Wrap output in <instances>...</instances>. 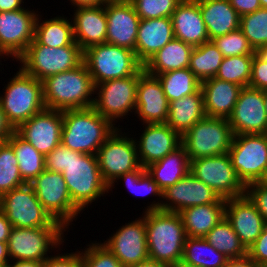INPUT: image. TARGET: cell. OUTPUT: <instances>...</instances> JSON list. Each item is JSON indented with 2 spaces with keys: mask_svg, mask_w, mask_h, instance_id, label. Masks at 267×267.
Returning <instances> with one entry per match:
<instances>
[{
  "mask_svg": "<svg viewBox=\"0 0 267 267\" xmlns=\"http://www.w3.org/2000/svg\"><path fill=\"white\" fill-rule=\"evenodd\" d=\"M254 55L224 57L215 78L249 87L251 80V65Z\"/></svg>",
  "mask_w": 267,
  "mask_h": 267,
  "instance_id": "60d3db41",
  "label": "cell"
},
{
  "mask_svg": "<svg viewBox=\"0 0 267 267\" xmlns=\"http://www.w3.org/2000/svg\"><path fill=\"white\" fill-rule=\"evenodd\" d=\"M9 267H43V262L31 261V260H27V261H12V260H10Z\"/></svg>",
  "mask_w": 267,
  "mask_h": 267,
  "instance_id": "680465c9",
  "label": "cell"
},
{
  "mask_svg": "<svg viewBox=\"0 0 267 267\" xmlns=\"http://www.w3.org/2000/svg\"><path fill=\"white\" fill-rule=\"evenodd\" d=\"M144 72L142 67L135 75L97 84L92 107L114 125L120 118L135 114L138 80Z\"/></svg>",
  "mask_w": 267,
  "mask_h": 267,
  "instance_id": "8fae6325",
  "label": "cell"
},
{
  "mask_svg": "<svg viewBox=\"0 0 267 267\" xmlns=\"http://www.w3.org/2000/svg\"><path fill=\"white\" fill-rule=\"evenodd\" d=\"M228 259L205 238L187 236L182 262L197 267H224Z\"/></svg>",
  "mask_w": 267,
  "mask_h": 267,
  "instance_id": "8d00e7d4",
  "label": "cell"
},
{
  "mask_svg": "<svg viewBox=\"0 0 267 267\" xmlns=\"http://www.w3.org/2000/svg\"><path fill=\"white\" fill-rule=\"evenodd\" d=\"M17 61L25 73L42 82L49 76L79 66L83 62V51L79 45L48 47L34 38Z\"/></svg>",
  "mask_w": 267,
  "mask_h": 267,
  "instance_id": "8992f818",
  "label": "cell"
},
{
  "mask_svg": "<svg viewBox=\"0 0 267 267\" xmlns=\"http://www.w3.org/2000/svg\"><path fill=\"white\" fill-rule=\"evenodd\" d=\"M18 69L0 95L1 107L14 129L46 108L42 82Z\"/></svg>",
  "mask_w": 267,
  "mask_h": 267,
  "instance_id": "5b68a950",
  "label": "cell"
},
{
  "mask_svg": "<svg viewBox=\"0 0 267 267\" xmlns=\"http://www.w3.org/2000/svg\"><path fill=\"white\" fill-rule=\"evenodd\" d=\"M43 261V267H85L81 250L71 253H56Z\"/></svg>",
  "mask_w": 267,
  "mask_h": 267,
  "instance_id": "c3c4849f",
  "label": "cell"
},
{
  "mask_svg": "<svg viewBox=\"0 0 267 267\" xmlns=\"http://www.w3.org/2000/svg\"><path fill=\"white\" fill-rule=\"evenodd\" d=\"M107 16L106 43L135 51L140 22L129 0H111L105 4Z\"/></svg>",
  "mask_w": 267,
  "mask_h": 267,
  "instance_id": "44dd1931",
  "label": "cell"
},
{
  "mask_svg": "<svg viewBox=\"0 0 267 267\" xmlns=\"http://www.w3.org/2000/svg\"><path fill=\"white\" fill-rule=\"evenodd\" d=\"M223 59V54L209 41L194 47L188 68L202 83L216 76Z\"/></svg>",
  "mask_w": 267,
  "mask_h": 267,
  "instance_id": "74e56055",
  "label": "cell"
},
{
  "mask_svg": "<svg viewBox=\"0 0 267 267\" xmlns=\"http://www.w3.org/2000/svg\"><path fill=\"white\" fill-rule=\"evenodd\" d=\"M171 19L175 39L194 47L210 41L197 0H182Z\"/></svg>",
  "mask_w": 267,
  "mask_h": 267,
  "instance_id": "484cf974",
  "label": "cell"
},
{
  "mask_svg": "<svg viewBox=\"0 0 267 267\" xmlns=\"http://www.w3.org/2000/svg\"><path fill=\"white\" fill-rule=\"evenodd\" d=\"M144 130L135 137L142 167L163 159L181 145V136L166 123L142 124Z\"/></svg>",
  "mask_w": 267,
  "mask_h": 267,
  "instance_id": "7402d4cb",
  "label": "cell"
},
{
  "mask_svg": "<svg viewBox=\"0 0 267 267\" xmlns=\"http://www.w3.org/2000/svg\"><path fill=\"white\" fill-rule=\"evenodd\" d=\"M245 195L256 206L267 223V186L259 182H252L246 185Z\"/></svg>",
  "mask_w": 267,
  "mask_h": 267,
  "instance_id": "7dc6e473",
  "label": "cell"
},
{
  "mask_svg": "<svg viewBox=\"0 0 267 267\" xmlns=\"http://www.w3.org/2000/svg\"><path fill=\"white\" fill-rule=\"evenodd\" d=\"M7 142L13 147L23 181L29 184L45 170V156L16 132Z\"/></svg>",
  "mask_w": 267,
  "mask_h": 267,
  "instance_id": "e575fe53",
  "label": "cell"
},
{
  "mask_svg": "<svg viewBox=\"0 0 267 267\" xmlns=\"http://www.w3.org/2000/svg\"><path fill=\"white\" fill-rule=\"evenodd\" d=\"M67 230L65 227H13L7 240L10 260L43 262L54 249L62 250L60 245L66 241Z\"/></svg>",
  "mask_w": 267,
  "mask_h": 267,
  "instance_id": "9c48e42d",
  "label": "cell"
},
{
  "mask_svg": "<svg viewBox=\"0 0 267 267\" xmlns=\"http://www.w3.org/2000/svg\"><path fill=\"white\" fill-rule=\"evenodd\" d=\"M15 132L13 126L8 122L5 112L0 104V143L6 142Z\"/></svg>",
  "mask_w": 267,
  "mask_h": 267,
  "instance_id": "f5cc1de1",
  "label": "cell"
},
{
  "mask_svg": "<svg viewBox=\"0 0 267 267\" xmlns=\"http://www.w3.org/2000/svg\"><path fill=\"white\" fill-rule=\"evenodd\" d=\"M194 46L173 39L157 51L144 65V71L152 76L189 67Z\"/></svg>",
  "mask_w": 267,
  "mask_h": 267,
  "instance_id": "1f68e13d",
  "label": "cell"
},
{
  "mask_svg": "<svg viewBox=\"0 0 267 267\" xmlns=\"http://www.w3.org/2000/svg\"><path fill=\"white\" fill-rule=\"evenodd\" d=\"M61 110L45 108L20 124L15 132L44 156L61 144Z\"/></svg>",
  "mask_w": 267,
  "mask_h": 267,
  "instance_id": "ac0fdd59",
  "label": "cell"
},
{
  "mask_svg": "<svg viewBox=\"0 0 267 267\" xmlns=\"http://www.w3.org/2000/svg\"><path fill=\"white\" fill-rule=\"evenodd\" d=\"M85 267H124L118 258L102 243L90 242L81 251Z\"/></svg>",
  "mask_w": 267,
  "mask_h": 267,
  "instance_id": "bcb514c9",
  "label": "cell"
},
{
  "mask_svg": "<svg viewBox=\"0 0 267 267\" xmlns=\"http://www.w3.org/2000/svg\"><path fill=\"white\" fill-rule=\"evenodd\" d=\"M45 169L62 173L72 202L82 211L109 193L96 155L73 151L60 144L45 155Z\"/></svg>",
  "mask_w": 267,
  "mask_h": 267,
  "instance_id": "6da1fadb",
  "label": "cell"
},
{
  "mask_svg": "<svg viewBox=\"0 0 267 267\" xmlns=\"http://www.w3.org/2000/svg\"><path fill=\"white\" fill-rule=\"evenodd\" d=\"M211 41L224 57L255 54V50L250 45L240 28L230 31L223 36H218Z\"/></svg>",
  "mask_w": 267,
  "mask_h": 267,
  "instance_id": "ee69618b",
  "label": "cell"
},
{
  "mask_svg": "<svg viewBox=\"0 0 267 267\" xmlns=\"http://www.w3.org/2000/svg\"><path fill=\"white\" fill-rule=\"evenodd\" d=\"M137 114V116H136ZM169 102L156 76L144 72L138 80L135 116L142 124L166 123Z\"/></svg>",
  "mask_w": 267,
  "mask_h": 267,
  "instance_id": "603a6c76",
  "label": "cell"
},
{
  "mask_svg": "<svg viewBox=\"0 0 267 267\" xmlns=\"http://www.w3.org/2000/svg\"><path fill=\"white\" fill-rule=\"evenodd\" d=\"M229 3L240 16L261 8L260 0H229Z\"/></svg>",
  "mask_w": 267,
  "mask_h": 267,
  "instance_id": "816d5d0a",
  "label": "cell"
},
{
  "mask_svg": "<svg viewBox=\"0 0 267 267\" xmlns=\"http://www.w3.org/2000/svg\"><path fill=\"white\" fill-rule=\"evenodd\" d=\"M239 28L255 51L267 45V8L241 16Z\"/></svg>",
  "mask_w": 267,
  "mask_h": 267,
  "instance_id": "7bdbcfd3",
  "label": "cell"
},
{
  "mask_svg": "<svg viewBox=\"0 0 267 267\" xmlns=\"http://www.w3.org/2000/svg\"><path fill=\"white\" fill-rule=\"evenodd\" d=\"M228 120L234 135L267 134V115L262 90L243 87Z\"/></svg>",
  "mask_w": 267,
  "mask_h": 267,
  "instance_id": "ffe728a7",
  "label": "cell"
},
{
  "mask_svg": "<svg viewBox=\"0 0 267 267\" xmlns=\"http://www.w3.org/2000/svg\"><path fill=\"white\" fill-rule=\"evenodd\" d=\"M74 41L84 51L91 46L106 43L107 16L105 5L79 7L73 10Z\"/></svg>",
  "mask_w": 267,
  "mask_h": 267,
  "instance_id": "d4e9b609",
  "label": "cell"
},
{
  "mask_svg": "<svg viewBox=\"0 0 267 267\" xmlns=\"http://www.w3.org/2000/svg\"><path fill=\"white\" fill-rule=\"evenodd\" d=\"M225 217L246 249L255 242L266 224L246 195L226 200Z\"/></svg>",
  "mask_w": 267,
  "mask_h": 267,
  "instance_id": "cb8c5ba5",
  "label": "cell"
},
{
  "mask_svg": "<svg viewBox=\"0 0 267 267\" xmlns=\"http://www.w3.org/2000/svg\"><path fill=\"white\" fill-rule=\"evenodd\" d=\"M233 137L228 119L205 117L181 137V144L191 161L228 153Z\"/></svg>",
  "mask_w": 267,
  "mask_h": 267,
  "instance_id": "ba28073f",
  "label": "cell"
},
{
  "mask_svg": "<svg viewBox=\"0 0 267 267\" xmlns=\"http://www.w3.org/2000/svg\"><path fill=\"white\" fill-rule=\"evenodd\" d=\"M4 56H5V59H9L1 50H0V59H4ZM0 60V61H1ZM0 64L2 65V63L0 62Z\"/></svg>",
  "mask_w": 267,
  "mask_h": 267,
  "instance_id": "a7ac6f4b",
  "label": "cell"
},
{
  "mask_svg": "<svg viewBox=\"0 0 267 267\" xmlns=\"http://www.w3.org/2000/svg\"><path fill=\"white\" fill-rule=\"evenodd\" d=\"M228 154L245 186L259 182L267 169V134L234 135Z\"/></svg>",
  "mask_w": 267,
  "mask_h": 267,
  "instance_id": "5bb4252c",
  "label": "cell"
},
{
  "mask_svg": "<svg viewBox=\"0 0 267 267\" xmlns=\"http://www.w3.org/2000/svg\"><path fill=\"white\" fill-rule=\"evenodd\" d=\"M145 223L149 259L168 266L182 261L187 235L180 214L147 211Z\"/></svg>",
  "mask_w": 267,
  "mask_h": 267,
  "instance_id": "277c9868",
  "label": "cell"
},
{
  "mask_svg": "<svg viewBox=\"0 0 267 267\" xmlns=\"http://www.w3.org/2000/svg\"><path fill=\"white\" fill-rule=\"evenodd\" d=\"M126 267H170V266L162 262H158L152 259H147L145 261L139 262L137 264L129 265Z\"/></svg>",
  "mask_w": 267,
  "mask_h": 267,
  "instance_id": "91938a15",
  "label": "cell"
},
{
  "mask_svg": "<svg viewBox=\"0 0 267 267\" xmlns=\"http://www.w3.org/2000/svg\"><path fill=\"white\" fill-rule=\"evenodd\" d=\"M12 228L10 221L0 211V242H7Z\"/></svg>",
  "mask_w": 267,
  "mask_h": 267,
  "instance_id": "11a10c76",
  "label": "cell"
},
{
  "mask_svg": "<svg viewBox=\"0 0 267 267\" xmlns=\"http://www.w3.org/2000/svg\"><path fill=\"white\" fill-rule=\"evenodd\" d=\"M111 0H70L72 7L79 8V7H92V6H104Z\"/></svg>",
  "mask_w": 267,
  "mask_h": 267,
  "instance_id": "6f0895ef",
  "label": "cell"
},
{
  "mask_svg": "<svg viewBox=\"0 0 267 267\" xmlns=\"http://www.w3.org/2000/svg\"><path fill=\"white\" fill-rule=\"evenodd\" d=\"M62 118L61 144L83 154L96 155L118 128L93 107L63 110Z\"/></svg>",
  "mask_w": 267,
  "mask_h": 267,
  "instance_id": "7a4b0ae2",
  "label": "cell"
},
{
  "mask_svg": "<svg viewBox=\"0 0 267 267\" xmlns=\"http://www.w3.org/2000/svg\"><path fill=\"white\" fill-rule=\"evenodd\" d=\"M224 267H262L258 265L248 254L239 258H229Z\"/></svg>",
  "mask_w": 267,
  "mask_h": 267,
  "instance_id": "db71d44e",
  "label": "cell"
},
{
  "mask_svg": "<svg viewBox=\"0 0 267 267\" xmlns=\"http://www.w3.org/2000/svg\"><path fill=\"white\" fill-rule=\"evenodd\" d=\"M242 87L215 77L201 83L206 117L226 118L233 113Z\"/></svg>",
  "mask_w": 267,
  "mask_h": 267,
  "instance_id": "83f0119b",
  "label": "cell"
},
{
  "mask_svg": "<svg viewBox=\"0 0 267 267\" xmlns=\"http://www.w3.org/2000/svg\"><path fill=\"white\" fill-rule=\"evenodd\" d=\"M188 237H205L225 217V203L196 205L179 212Z\"/></svg>",
  "mask_w": 267,
  "mask_h": 267,
  "instance_id": "d6a6232c",
  "label": "cell"
},
{
  "mask_svg": "<svg viewBox=\"0 0 267 267\" xmlns=\"http://www.w3.org/2000/svg\"><path fill=\"white\" fill-rule=\"evenodd\" d=\"M261 8H267V0H260Z\"/></svg>",
  "mask_w": 267,
  "mask_h": 267,
  "instance_id": "003e7915",
  "label": "cell"
},
{
  "mask_svg": "<svg viewBox=\"0 0 267 267\" xmlns=\"http://www.w3.org/2000/svg\"><path fill=\"white\" fill-rule=\"evenodd\" d=\"M262 92H263V99H264V104H265V111L267 115V89L262 90Z\"/></svg>",
  "mask_w": 267,
  "mask_h": 267,
  "instance_id": "e7e4bbea",
  "label": "cell"
},
{
  "mask_svg": "<svg viewBox=\"0 0 267 267\" xmlns=\"http://www.w3.org/2000/svg\"><path fill=\"white\" fill-rule=\"evenodd\" d=\"M209 40L228 34L240 26L241 16L229 0H197Z\"/></svg>",
  "mask_w": 267,
  "mask_h": 267,
  "instance_id": "f1b7e54d",
  "label": "cell"
},
{
  "mask_svg": "<svg viewBox=\"0 0 267 267\" xmlns=\"http://www.w3.org/2000/svg\"><path fill=\"white\" fill-rule=\"evenodd\" d=\"M25 0H0V12L21 10Z\"/></svg>",
  "mask_w": 267,
  "mask_h": 267,
  "instance_id": "9f6ffc18",
  "label": "cell"
},
{
  "mask_svg": "<svg viewBox=\"0 0 267 267\" xmlns=\"http://www.w3.org/2000/svg\"><path fill=\"white\" fill-rule=\"evenodd\" d=\"M140 19L171 17L182 0H129Z\"/></svg>",
  "mask_w": 267,
  "mask_h": 267,
  "instance_id": "f6af8a7d",
  "label": "cell"
},
{
  "mask_svg": "<svg viewBox=\"0 0 267 267\" xmlns=\"http://www.w3.org/2000/svg\"><path fill=\"white\" fill-rule=\"evenodd\" d=\"M122 131L117 128L96 153L101 176L108 186L119 176L140 166L135 137Z\"/></svg>",
  "mask_w": 267,
  "mask_h": 267,
  "instance_id": "4fadbf2b",
  "label": "cell"
},
{
  "mask_svg": "<svg viewBox=\"0 0 267 267\" xmlns=\"http://www.w3.org/2000/svg\"><path fill=\"white\" fill-rule=\"evenodd\" d=\"M116 230L101 243L118 258L124 267L149 259L145 212L141 217L125 223Z\"/></svg>",
  "mask_w": 267,
  "mask_h": 267,
  "instance_id": "e0dca14e",
  "label": "cell"
},
{
  "mask_svg": "<svg viewBox=\"0 0 267 267\" xmlns=\"http://www.w3.org/2000/svg\"><path fill=\"white\" fill-rule=\"evenodd\" d=\"M249 87L259 90L267 89V61L254 54L251 65Z\"/></svg>",
  "mask_w": 267,
  "mask_h": 267,
  "instance_id": "681fc988",
  "label": "cell"
},
{
  "mask_svg": "<svg viewBox=\"0 0 267 267\" xmlns=\"http://www.w3.org/2000/svg\"><path fill=\"white\" fill-rule=\"evenodd\" d=\"M83 62L95 86L108 80L135 75L143 67L135 51L108 43L84 50Z\"/></svg>",
  "mask_w": 267,
  "mask_h": 267,
  "instance_id": "52a82bcc",
  "label": "cell"
},
{
  "mask_svg": "<svg viewBox=\"0 0 267 267\" xmlns=\"http://www.w3.org/2000/svg\"><path fill=\"white\" fill-rule=\"evenodd\" d=\"M0 211L13 227H64L43 208L30 184H24L2 195Z\"/></svg>",
  "mask_w": 267,
  "mask_h": 267,
  "instance_id": "30bf717a",
  "label": "cell"
},
{
  "mask_svg": "<svg viewBox=\"0 0 267 267\" xmlns=\"http://www.w3.org/2000/svg\"><path fill=\"white\" fill-rule=\"evenodd\" d=\"M162 84L168 102L196 93L201 88V82L189 68L178 69L156 75Z\"/></svg>",
  "mask_w": 267,
  "mask_h": 267,
  "instance_id": "f35d334b",
  "label": "cell"
},
{
  "mask_svg": "<svg viewBox=\"0 0 267 267\" xmlns=\"http://www.w3.org/2000/svg\"><path fill=\"white\" fill-rule=\"evenodd\" d=\"M120 179V180H119ZM118 180L124 182L126 188L132 192L135 196H147L149 194L153 195V197H157L155 201L153 200L152 203L147 207L143 212L147 211H158L161 208L162 203V190L158 187V184L152 179V177L148 174L145 167L141 165L136 169L130 172H127L121 176H119L110 186L109 192L113 191L116 185H118ZM117 184L115 185V183ZM113 188V189H112ZM142 196V197H143ZM159 197V198H158ZM161 198V199H160Z\"/></svg>",
  "mask_w": 267,
  "mask_h": 267,
  "instance_id": "d590c367",
  "label": "cell"
},
{
  "mask_svg": "<svg viewBox=\"0 0 267 267\" xmlns=\"http://www.w3.org/2000/svg\"><path fill=\"white\" fill-rule=\"evenodd\" d=\"M38 11L28 7L11 12H0V50L17 60L34 40Z\"/></svg>",
  "mask_w": 267,
  "mask_h": 267,
  "instance_id": "2e32d148",
  "label": "cell"
},
{
  "mask_svg": "<svg viewBox=\"0 0 267 267\" xmlns=\"http://www.w3.org/2000/svg\"><path fill=\"white\" fill-rule=\"evenodd\" d=\"M190 172L222 199L245 195L246 186L237 177L228 153L193 159L190 161Z\"/></svg>",
  "mask_w": 267,
  "mask_h": 267,
  "instance_id": "9a60e30c",
  "label": "cell"
},
{
  "mask_svg": "<svg viewBox=\"0 0 267 267\" xmlns=\"http://www.w3.org/2000/svg\"><path fill=\"white\" fill-rule=\"evenodd\" d=\"M29 184L43 208L66 229L83 212L72 202L62 173L45 169Z\"/></svg>",
  "mask_w": 267,
  "mask_h": 267,
  "instance_id": "7c38bea8",
  "label": "cell"
},
{
  "mask_svg": "<svg viewBox=\"0 0 267 267\" xmlns=\"http://www.w3.org/2000/svg\"><path fill=\"white\" fill-rule=\"evenodd\" d=\"M170 267H197V266L188 265V264L180 261L174 265H171Z\"/></svg>",
  "mask_w": 267,
  "mask_h": 267,
  "instance_id": "be15d7a7",
  "label": "cell"
},
{
  "mask_svg": "<svg viewBox=\"0 0 267 267\" xmlns=\"http://www.w3.org/2000/svg\"><path fill=\"white\" fill-rule=\"evenodd\" d=\"M255 53L262 58L263 60L267 61V45L259 47Z\"/></svg>",
  "mask_w": 267,
  "mask_h": 267,
  "instance_id": "6125c7cd",
  "label": "cell"
},
{
  "mask_svg": "<svg viewBox=\"0 0 267 267\" xmlns=\"http://www.w3.org/2000/svg\"><path fill=\"white\" fill-rule=\"evenodd\" d=\"M259 183L267 186V169L265 170V173H264L263 177L260 179Z\"/></svg>",
  "mask_w": 267,
  "mask_h": 267,
  "instance_id": "03108f58",
  "label": "cell"
},
{
  "mask_svg": "<svg viewBox=\"0 0 267 267\" xmlns=\"http://www.w3.org/2000/svg\"><path fill=\"white\" fill-rule=\"evenodd\" d=\"M10 256L8 252L7 242H0V266L8 264Z\"/></svg>",
  "mask_w": 267,
  "mask_h": 267,
  "instance_id": "94428289",
  "label": "cell"
},
{
  "mask_svg": "<svg viewBox=\"0 0 267 267\" xmlns=\"http://www.w3.org/2000/svg\"><path fill=\"white\" fill-rule=\"evenodd\" d=\"M206 117L201 88L194 94L169 103L168 124L181 137L198 121Z\"/></svg>",
  "mask_w": 267,
  "mask_h": 267,
  "instance_id": "f546056e",
  "label": "cell"
},
{
  "mask_svg": "<svg viewBox=\"0 0 267 267\" xmlns=\"http://www.w3.org/2000/svg\"><path fill=\"white\" fill-rule=\"evenodd\" d=\"M161 211L179 213L185 208L211 203H226L191 172L162 191Z\"/></svg>",
  "mask_w": 267,
  "mask_h": 267,
  "instance_id": "d6986e66",
  "label": "cell"
},
{
  "mask_svg": "<svg viewBox=\"0 0 267 267\" xmlns=\"http://www.w3.org/2000/svg\"><path fill=\"white\" fill-rule=\"evenodd\" d=\"M145 169L158 187L164 191L190 172V160L185 147L181 144L163 159L151 163Z\"/></svg>",
  "mask_w": 267,
  "mask_h": 267,
  "instance_id": "4dcf8cb0",
  "label": "cell"
},
{
  "mask_svg": "<svg viewBox=\"0 0 267 267\" xmlns=\"http://www.w3.org/2000/svg\"><path fill=\"white\" fill-rule=\"evenodd\" d=\"M24 184L13 147L7 141L0 143V197Z\"/></svg>",
  "mask_w": 267,
  "mask_h": 267,
  "instance_id": "b9f144b4",
  "label": "cell"
},
{
  "mask_svg": "<svg viewBox=\"0 0 267 267\" xmlns=\"http://www.w3.org/2000/svg\"><path fill=\"white\" fill-rule=\"evenodd\" d=\"M215 249L228 258H239L247 254L231 223L224 217L204 237Z\"/></svg>",
  "mask_w": 267,
  "mask_h": 267,
  "instance_id": "ab89813d",
  "label": "cell"
},
{
  "mask_svg": "<svg viewBox=\"0 0 267 267\" xmlns=\"http://www.w3.org/2000/svg\"><path fill=\"white\" fill-rule=\"evenodd\" d=\"M0 267H9V263L8 264H5L3 266H0Z\"/></svg>",
  "mask_w": 267,
  "mask_h": 267,
  "instance_id": "89a4df30",
  "label": "cell"
},
{
  "mask_svg": "<svg viewBox=\"0 0 267 267\" xmlns=\"http://www.w3.org/2000/svg\"><path fill=\"white\" fill-rule=\"evenodd\" d=\"M42 84L48 109L63 111L93 106L95 85L84 62L72 70L47 77Z\"/></svg>",
  "mask_w": 267,
  "mask_h": 267,
  "instance_id": "3957f363",
  "label": "cell"
},
{
  "mask_svg": "<svg viewBox=\"0 0 267 267\" xmlns=\"http://www.w3.org/2000/svg\"><path fill=\"white\" fill-rule=\"evenodd\" d=\"M42 17L38 13L34 32V38L40 44L52 48L78 45L74 41L73 23L70 18L64 15H57L56 17L42 20Z\"/></svg>",
  "mask_w": 267,
  "mask_h": 267,
  "instance_id": "836d02e7",
  "label": "cell"
},
{
  "mask_svg": "<svg viewBox=\"0 0 267 267\" xmlns=\"http://www.w3.org/2000/svg\"><path fill=\"white\" fill-rule=\"evenodd\" d=\"M135 54L144 65L174 37L171 17L140 19Z\"/></svg>",
  "mask_w": 267,
  "mask_h": 267,
  "instance_id": "4316f807",
  "label": "cell"
},
{
  "mask_svg": "<svg viewBox=\"0 0 267 267\" xmlns=\"http://www.w3.org/2000/svg\"><path fill=\"white\" fill-rule=\"evenodd\" d=\"M247 254L262 267H267V223L255 242L248 247Z\"/></svg>",
  "mask_w": 267,
  "mask_h": 267,
  "instance_id": "f907efd6",
  "label": "cell"
}]
</instances>
